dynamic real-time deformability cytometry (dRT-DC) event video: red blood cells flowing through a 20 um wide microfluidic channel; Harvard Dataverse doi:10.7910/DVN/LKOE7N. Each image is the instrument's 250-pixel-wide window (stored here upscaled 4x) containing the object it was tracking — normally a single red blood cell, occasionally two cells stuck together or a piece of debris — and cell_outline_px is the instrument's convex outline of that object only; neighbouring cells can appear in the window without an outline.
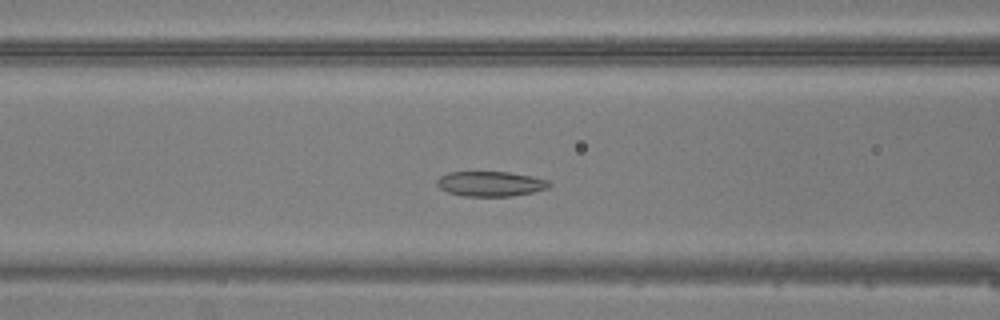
{"species": "common noctule bat (a hibernating species)", "species_latin": "Nyctalus noctula", "temperature_condition": "warm", "stored_images_in_passage": 42, "camera_frame_rate_fps": 3000, "um_per_image_px": 0.085, "animal": {"sex": "male", "body_mass_g": 20.5, "forearm_length_mm": 52.5}, "frame": {"image": 1, "passage_image": 14, "time_ms": 4.333, "image_size_px": [1000, 320], "cell_outline_px": [[552, 184], [548, 188], [532, 192], [512, 196], [464, 196], [448, 192], [440, 188], [436, 184], [436, 180], [440, 176], [448, 172], [508, 172], [532, 176], [548, 180]], "centroid_in_image_um": [41.69, 15.62], "position_along_channel_um": 124.9, "area_um2": 16.36}}
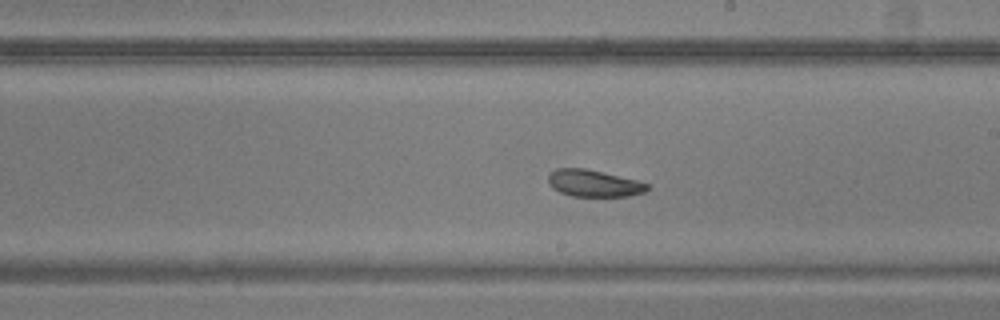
{"frame": {"image": 2, "passage_image": 22, "time_ms": 7.0, "image_size_px": [1000, 320], "cell_outline_px": [[652, 188], [644, 192], [628, 196], [572, 196], [560, 192], [552, 188], [548, 184], [548, 172], [556, 168], [584, 168], [636, 180], [648, 184]], "centroid_in_image_um": [50.44, 15.58], "position_along_channel_um": 238.6, "area_um2": 15.55}}
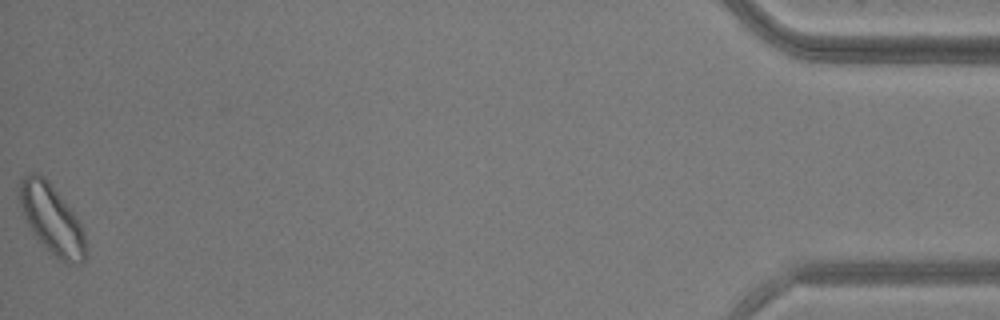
{"frame": {"image": 3, "passage_image": 42, "time_ms": 13.667, "image_size_px": [1000, 320], "cell_outline_px": [[88, 252], [84, 260], [80, 264], [68, 264], [60, 260], [36, 236], [28, 224], [20, 204], [16, 192], [20, 180], [24, 176], [32, 172], [36, 172], [44, 176], [48, 180], [72, 212], [80, 224], [84, 232], [88, 248]], "centroid_in_image_um": [4.4, 18.62], "position_along_channel_um": 430.8, "area_um2": 26.53}}